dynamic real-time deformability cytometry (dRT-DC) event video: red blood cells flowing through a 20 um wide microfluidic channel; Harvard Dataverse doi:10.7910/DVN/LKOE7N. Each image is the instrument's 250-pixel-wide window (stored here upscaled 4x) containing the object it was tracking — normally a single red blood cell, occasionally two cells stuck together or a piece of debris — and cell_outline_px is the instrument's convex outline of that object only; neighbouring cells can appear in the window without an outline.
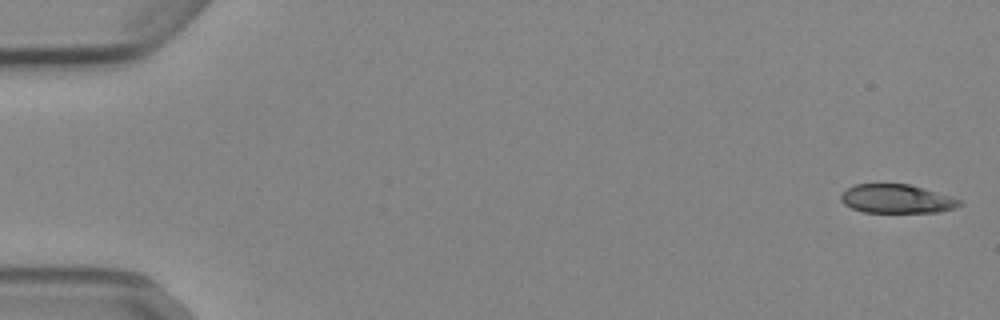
{"species": "Egyptian fruit bat (a non-hibernating species)", "species_latin": "Rousettus aegyptiacus", "temperature_condition": "cold", "stored_images_in_passage": 52, "camera_frame_rate_fps": 3000, "um_per_image_px": 0.085, "animal": {"sex": "female"}, "frame": {"image": 1, "passage_image": 1, "time_ms": 0.0, "image_size_px": [1000, 320], "cell_outline_px": [[964, 204], [956, 208], [940, 212], [864, 212], [852, 208], [844, 204], [840, 200], [840, 192], [856, 184], [908, 184], [964, 200]], "centroid_in_image_um": [76.24, 16.91], "position_along_channel_um": 8.8, "area_um2": 20.0}}
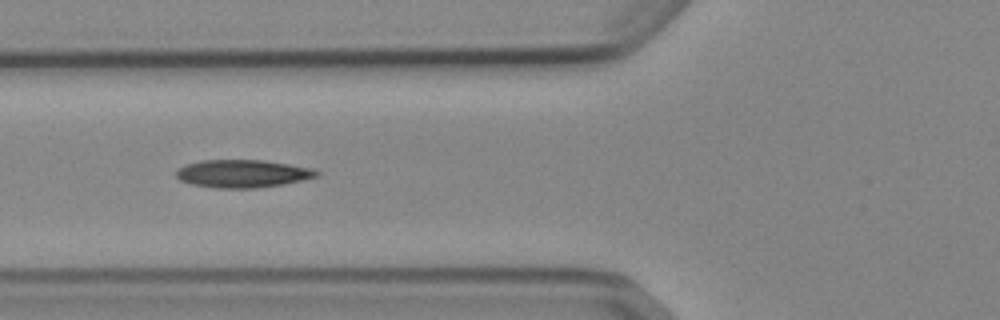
{"frame": {"image": 2, "passage_image": 20, "time_ms": 6.333, "image_size_px": [1000, 320], "cell_outline_px": [[320, 176], [284, 184], [256, 188], [216, 188], [192, 184], [180, 180], [176, 176], [176, 168], [184, 164], [204, 160], [264, 160], [312, 168], [320, 172]], "centroid_in_image_um": [20.61, 14.75], "position_along_channel_um": 105.2, "area_um2": 22.89}}
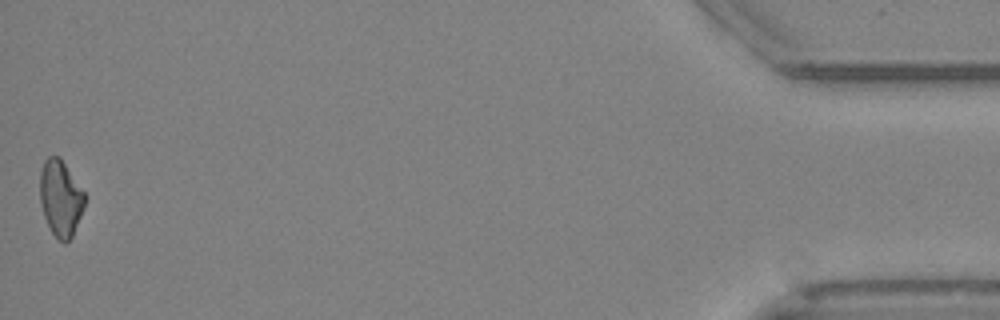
{"frame": {"image": 3, "passage_image": 52, "time_ms": 17.0, "image_size_px": [1000, 320], "cell_outline_px": [[84, 204], [80, 216], [72, 236], [64, 244], [52, 232], [44, 216], [40, 200], [40, 172], [44, 160], [48, 156], [60, 156], [84, 192]], "centroid_in_image_um": [5.13, 16.81], "position_along_channel_um": 430.1, "area_um2": 19.54}, "authors_computed_cell_mechanics": {"area_um2": 21.3571, "velocity_mm_per_s": 3.8804, "shape_relaxation_time_tau1_ms": 4.9184, "shape_relaxation_time_tau2_ms": null, "deformation_change_tau1": 0.1579, "deformation_change_tau2": null}}